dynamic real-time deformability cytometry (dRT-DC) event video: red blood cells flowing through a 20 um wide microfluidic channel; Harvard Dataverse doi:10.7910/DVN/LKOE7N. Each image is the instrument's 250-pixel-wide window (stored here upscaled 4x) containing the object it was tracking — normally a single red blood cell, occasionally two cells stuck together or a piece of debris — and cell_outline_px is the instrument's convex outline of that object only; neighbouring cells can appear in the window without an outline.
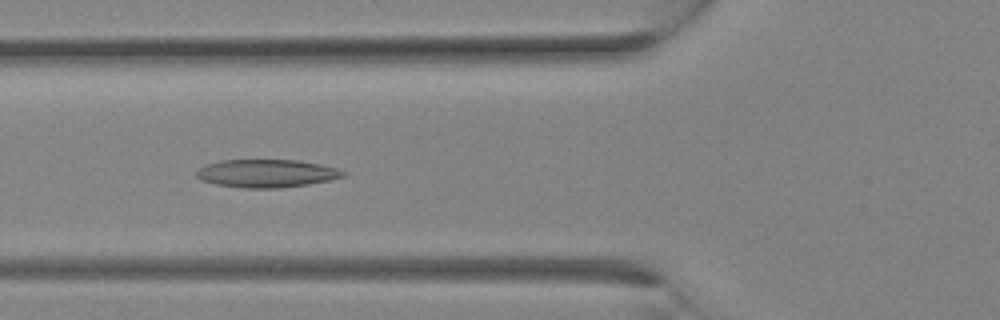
{"species": "Egyptian fruit bat (a non-hibernating species)", "species_latin": "Rousettus aegyptiacus", "temperature_condition": "room temperature", "stored_images_in_passage": 28, "camera_frame_rate_fps": 3000, "um_per_image_px": 0.085, "animal": {"sex": "female"}, "frame": {"image": 1, "passage_image": 10, "time_ms": 3.0, "image_size_px": [1000, 320], "cell_outline_px": [[348, 172], [344, 176], [332, 180], [308, 184], [280, 188], [244, 188], [216, 184], [200, 180], [196, 176], [196, 168], [204, 164], [220, 160], [296, 160], [320, 164], [336, 168]], "centroid_in_image_um": [22.63, 14.73], "position_along_channel_um": 103.2, "area_um2": 24.16}}
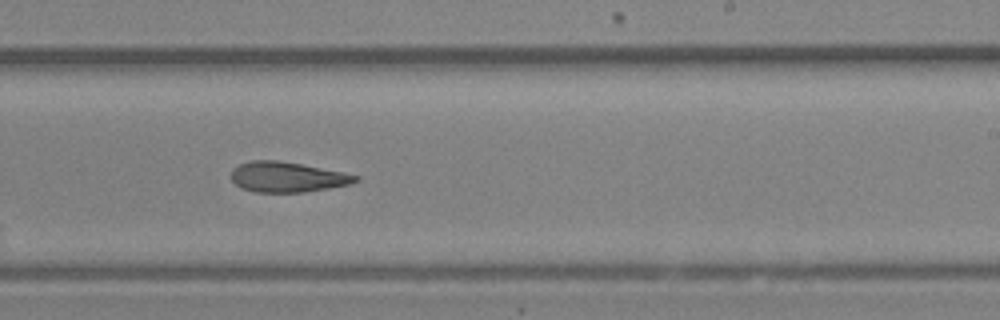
{"frame": {"image": 2, "passage_image": 17, "time_ms": 5.333, "image_size_px": [1000, 320], "cell_outline_px": [[360, 180], [352, 184], [304, 192], [256, 192], [240, 188], [232, 180], [232, 168], [248, 160], [280, 160], [344, 172], [360, 176]], "centroid_in_image_um": [24.43, 15.04], "position_along_channel_um": 264.6, "area_um2": 22.08}}
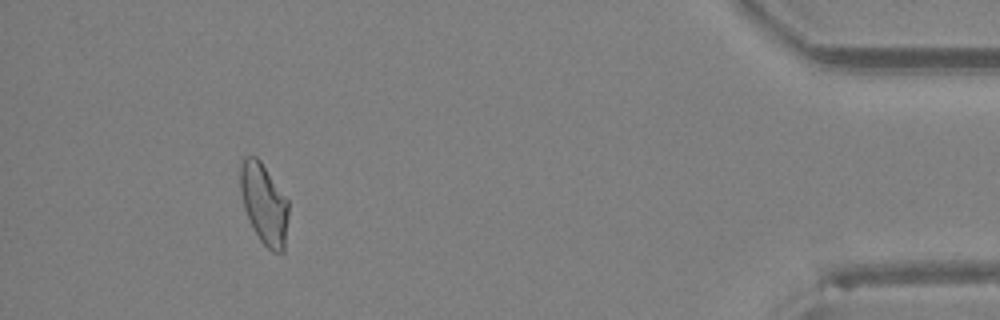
{"frame": {"image": 3, "passage_image": 26, "time_ms": 8.333, "image_size_px": [1000, 320], "cell_outline_px": [[288, 216], [284, 252], [272, 252], [260, 240], [244, 208], [240, 192], [240, 164], [244, 156], [256, 156], [260, 160], [288, 200]], "centroid_in_image_um": [22.44, 17.3], "position_along_channel_um": 412.8, "area_um2": 22.48}}